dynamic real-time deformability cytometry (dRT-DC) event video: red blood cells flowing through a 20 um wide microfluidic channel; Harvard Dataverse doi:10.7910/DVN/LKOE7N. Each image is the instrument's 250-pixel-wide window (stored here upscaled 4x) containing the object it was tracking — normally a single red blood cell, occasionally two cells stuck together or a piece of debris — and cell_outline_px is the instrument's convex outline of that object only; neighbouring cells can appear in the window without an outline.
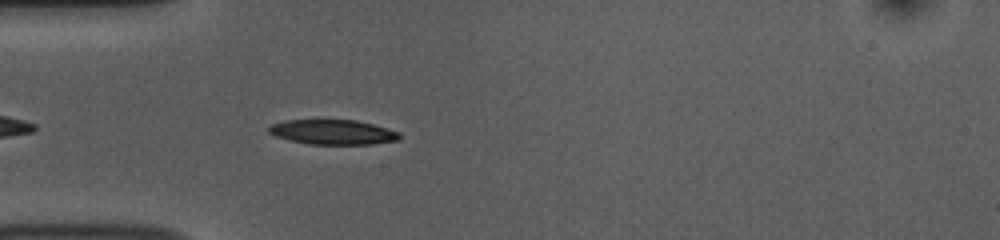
{"species": "common noctule bat (a hibernating species)", "species_latin": "Nyctalus noctula", "temperature_condition": "room temperature", "stored_images_in_passage": 42, "camera_frame_rate_fps": 3000, "um_per_image_px": 0.085, "animal": {"sex": "female", "body_mass_g": 10.0, "forearm_length_mm": 53.1}, "frame": {"image": 1, "passage_image": 4, "time_ms": 1.0, "image_size_px": [1000, 240], "cell_outline_px": [[400, 140], [372, 144], [308, 144], [276, 136], [268, 132], [268, 128], [272, 124], [284, 120], [356, 120], [372, 124], [400, 132]], "centroid_in_image_um": [28.31, 11.23], "position_along_channel_um": 56.7, "area_um2": 18.79}}
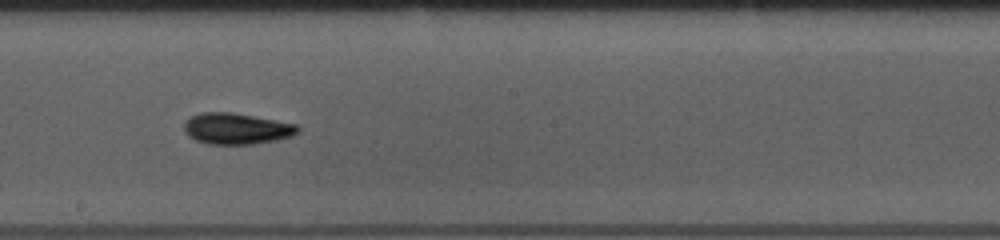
{"frame": {"image": 2, "passage_image": 18, "time_ms": 5.667, "image_size_px": [1000, 240], "cell_outline_px": [[300, 132], [292, 136], [276, 140], [252, 144], [208, 144], [196, 140], [188, 136], [184, 128], [184, 120], [200, 112], [232, 112], [296, 124], [300, 128]], "centroid_in_image_um": [20.1, 10.93], "position_along_channel_um": 228.1, "area_um2": 20.69}}
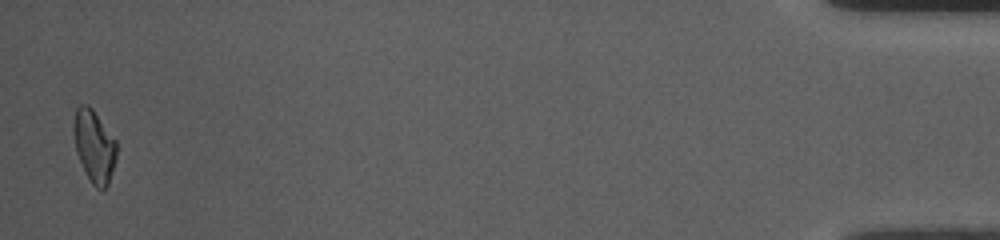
{"frame": {"image": 3, "passage_image": 41, "time_ms": 13.333, "image_size_px": [1000, 240], "cell_outline_px": [[116, 156], [108, 184], [104, 188], [96, 188], [92, 184], [76, 152], [72, 132], [72, 124], [76, 108], [80, 104], [88, 104], [92, 108], [116, 140]], "centroid_in_image_um": [7.97, 12.36], "position_along_channel_um": 427.2, "area_um2": 17.98}, "authors_computed_cell_mechanics": {"area_um2": 18.9873, "velocity_mm_per_s": 3.7609, "shape_relaxation_time_tau1_ms": 3.6507, "shape_relaxation_time_tau2_ms": 4.7797, "deformation_change_tau1": 0.1165, "deformation_change_tau2": 0.116}}